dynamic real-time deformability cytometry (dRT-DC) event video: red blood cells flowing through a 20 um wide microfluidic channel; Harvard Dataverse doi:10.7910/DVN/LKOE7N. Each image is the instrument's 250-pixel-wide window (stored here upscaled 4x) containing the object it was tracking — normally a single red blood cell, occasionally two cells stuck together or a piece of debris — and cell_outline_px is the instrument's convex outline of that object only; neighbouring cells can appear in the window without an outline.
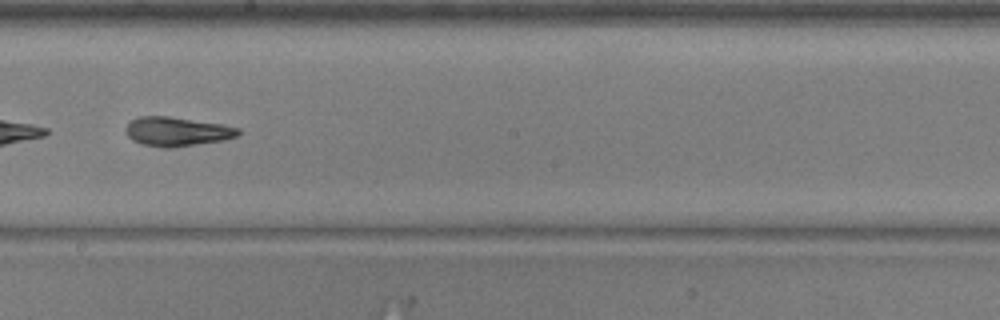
{"species": "common noctule bat (a hibernating species)", "species_latin": "Nyctalus noctula", "temperature_condition": "warm", "stored_images_in_passage": 48, "camera_frame_rate_fps": 3000, "um_per_image_px": 0.085, "animal": {"sex": "male", "body_mass_g": 20.5, "forearm_length_mm": 52.5}, "frame": {"image": 1, "passage_image": 28, "time_ms": 9.0, "image_size_px": [1000, 320], "cell_outline_px": [[240, 136], [224, 140], [172, 148], [160, 148], [144, 144], [132, 140], [124, 132], [124, 128], [132, 120], [140, 116], [168, 116], [224, 124], [240, 128]], "centroid_in_image_um": [15.06, 11.18], "position_along_channel_um": 233.1, "area_um2": 19.36}, "authors_computed_cell_mechanics": {"area_um2": 19.6809, "velocity_mm_per_s": 4.0877, "shape_relaxation_time_tau1_ms": 9.3322, "shape_relaxation_time_tau2_ms": 3.1335, "deformation_change_tau1": 0.2764, "deformation_change_tau2": 0.121}}